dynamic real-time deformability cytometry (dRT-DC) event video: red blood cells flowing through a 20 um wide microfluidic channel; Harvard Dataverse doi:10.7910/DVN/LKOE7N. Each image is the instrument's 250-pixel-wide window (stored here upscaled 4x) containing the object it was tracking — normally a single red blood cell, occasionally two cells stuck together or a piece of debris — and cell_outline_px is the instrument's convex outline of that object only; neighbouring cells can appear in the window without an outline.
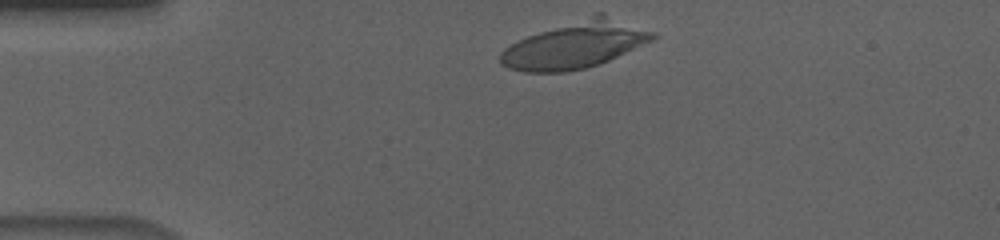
{"species": "human", "species_latin": "Homo sapiens", "temperature_condition": "cold", "stored_images_in_passage": 36, "camera_frame_rate_fps": 3000, "um_per_image_px": 0.085, "donor": {"sex": "male"}, "frame": {"image": 1, "passage_image": 1, "time_ms": 0.0, "image_size_px": [1000, 240], "cell_outline_px": [[660, 36], [652, 40], [608, 60], [584, 68], [564, 72], [524, 72], [508, 68], [500, 64], [500, 52], [504, 48], [528, 36], [596, 12], [604, 12], [656, 32]], "centroid_in_image_um": [48.93, 3.79], "position_along_channel_um": 36.1, "area_um2": 41.56}}
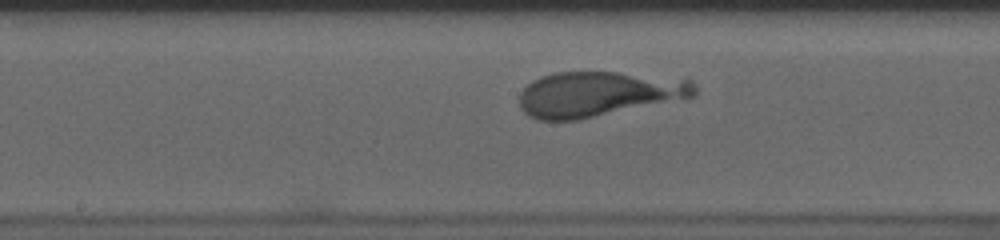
{"frame": {"image": 2, "passage_image": 18, "time_ms": 5.667, "image_size_px": [1000, 240], "cell_outline_px": [[696, 96], [688, 100], [580, 120], [536, 120], [528, 116], [520, 108], [520, 92], [532, 80], [540, 76], [552, 72], [616, 72], [692, 80], [696, 88]], "centroid_in_image_um": [50.91, 8.02], "position_along_channel_um": 197.3, "area_um2": 47.11}}
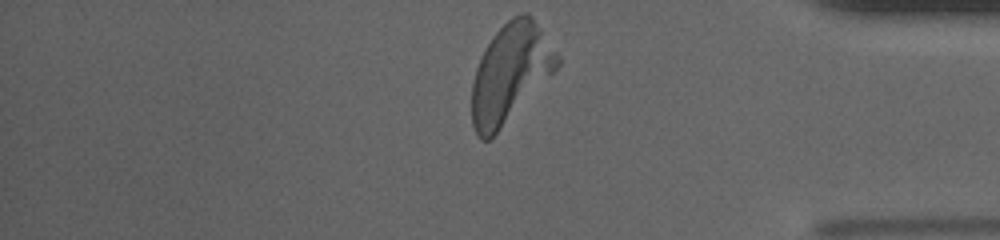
{"frame": {"image": 3, "passage_image": 36, "time_ms": 11.667, "image_size_px": [1000, 240], "cell_outline_px": [[560, 64], [500, 128], [488, 140], [480, 140], [476, 136], [472, 124], [472, 80], [476, 68], [492, 36], [512, 16], [520, 12], [528, 12], [532, 16], [560, 56]], "centroid_in_image_um": [43.36, 6.18], "position_along_channel_um": 391.8, "area_um2": 47.97}}